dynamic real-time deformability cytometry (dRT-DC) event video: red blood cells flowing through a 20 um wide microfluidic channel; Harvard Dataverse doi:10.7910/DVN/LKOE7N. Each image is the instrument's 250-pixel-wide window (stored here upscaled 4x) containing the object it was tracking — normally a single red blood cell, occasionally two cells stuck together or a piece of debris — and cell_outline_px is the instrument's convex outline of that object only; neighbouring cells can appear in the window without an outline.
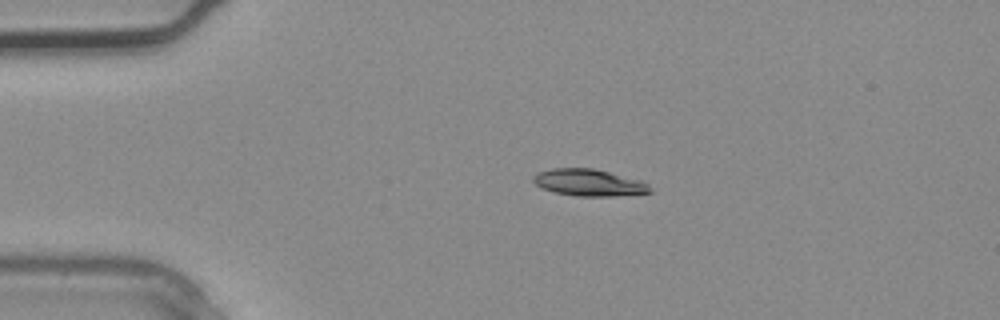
{"species": "common noctule bat (a hibernating species)", "species_latin": "Nyctalus noctula", "temperature_condition": "warm", "stored_images_in_passage": 2, "camera_frame_rate_fps": 3000, "um_per_image_px": 0.085, "animal": {"sex": "male", "body_mass_g": 20.4}, "frame": {"image": 1, "passage_image": 1, "time_ms": 0.0, "image_size_px": [1000, 320], "cell_outline_px": [[652, 192], [616, 196], [576, 196], [552, 192], [540, 188], [532, 180], [532, 176], [540, 172], [552, 168], [592, 168], [640, 180], [648, 184], [652, 188]], "centroid_in_image_um": [50.03, 15.53], "position_along_channel_um": 35.0, "area_um2": 18.26}}